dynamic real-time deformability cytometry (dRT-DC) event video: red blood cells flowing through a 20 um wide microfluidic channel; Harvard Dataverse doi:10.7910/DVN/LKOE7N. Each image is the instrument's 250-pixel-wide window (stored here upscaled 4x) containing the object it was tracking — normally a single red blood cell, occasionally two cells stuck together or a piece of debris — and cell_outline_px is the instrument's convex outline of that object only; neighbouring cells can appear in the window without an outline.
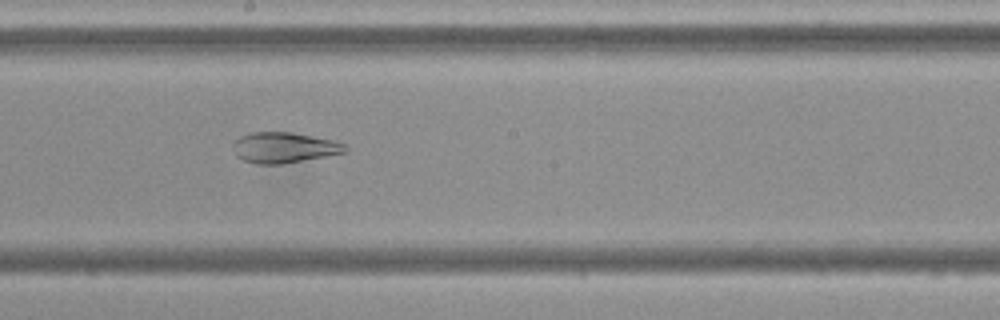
{"species": "Egyptian fruit bat (a non-hibernating species)", "species_latin": "Rousettus aegyptiacus", "temperature_condition": "cold", "stored_images_in_passage": 55, "camera_frame_rate_fps": 3000, "um_per_image_px": 0.085, "frame": {"image": 1, "passage_image": 30, "time_ms": 9.667, "image_size_px": [1000, 320], "cell_outline_px": [[348, 148], [344, 152], [324, 156], [280, 164], [256, 164], [244, 160], [236, 156], [232, 148], [232, 144], [240, 136], [252, 132], [292, 132], [332, 140], [344, 144]], "centroid_in_image_um": [24.08, 12.54], "position_along_channel_um": 224.1, "area_um2": 19.77}}
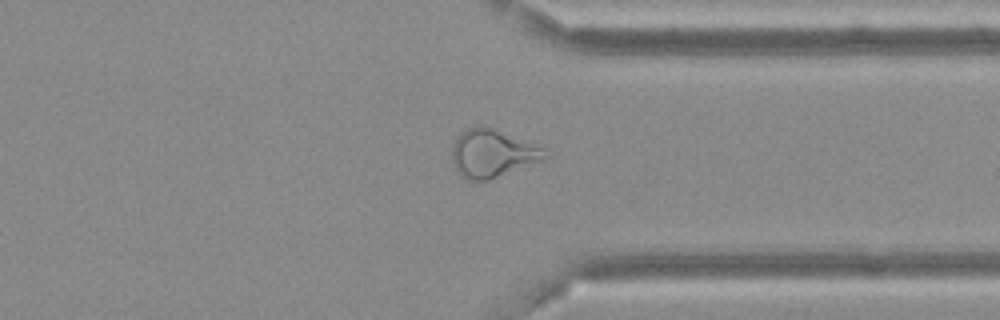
{"frame": {"image": 2, "passage_image": 42, "time_ms": 13.667, "image_size_px": [1000, 320], "cell_outline_px": [[544, 160], [488, 180], [468, 180], [460, 176], [452, 164], [452, 144], [456, 136], [460, 132], [476, 124], [480, 124], [492, 128], [544, 148]], "centroid_in_image_um": [41.77, 13.03], "position_along_channel_um": 369.6, "area_um2": 25.84}}
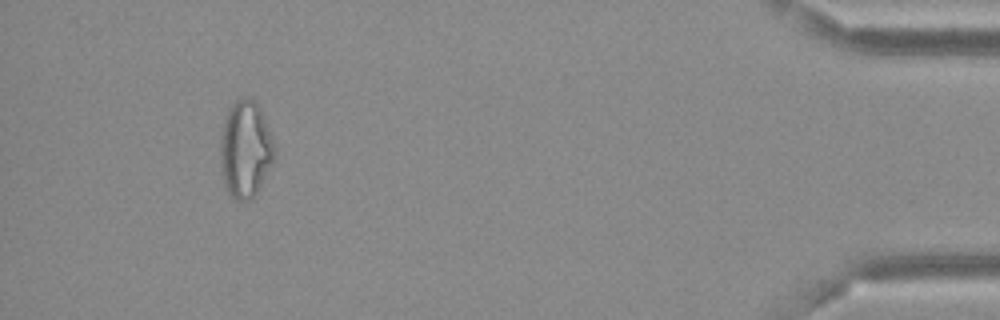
{"frame": {"image": 3, "passage_image": 51, "time_ms": 16.667, "image_size_px": [1000, 320], "cell_outline_px": [[276, 160], [252, 200], [236, 200], [228, 192], [224, 184], [220, 168], [220, 132], [228, 108], [236, 100], [244, 96], [248, 96], [260, 108], [276, 144]], "centroid_in_image_um": [20.88, 12.69], "position_along_channel_um": 414.3, "area_um2": 31.39}, "authors_computed_cell_mechanics": {"area_um2": 27.9174, "velocity_mm_per_s": 3.6661, "shape_relaxation_time_tau1_ms": null, "shape_relaxation_time_tau2_ms": 1.8294, "deformation_change_tau1": null, "deformation_change_tau2": 0.0971}}